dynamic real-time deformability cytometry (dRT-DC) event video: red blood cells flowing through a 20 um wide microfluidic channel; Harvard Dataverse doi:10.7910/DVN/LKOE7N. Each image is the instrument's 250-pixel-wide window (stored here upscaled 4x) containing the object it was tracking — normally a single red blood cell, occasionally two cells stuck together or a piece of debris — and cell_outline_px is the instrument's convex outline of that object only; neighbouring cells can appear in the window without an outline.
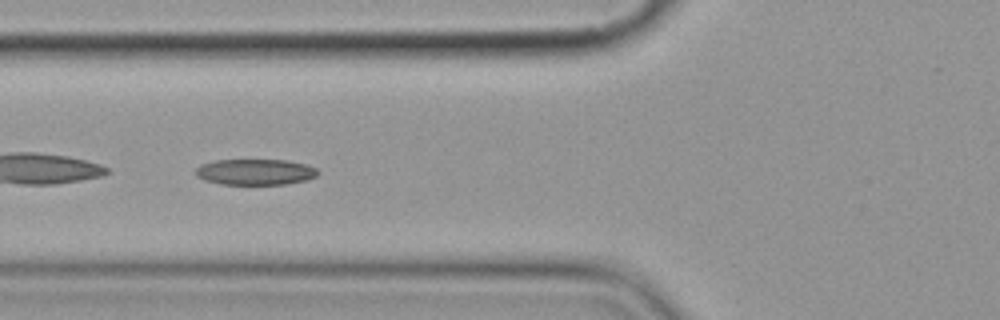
{"species": "common noctule bat (a hibernating species)", "species_latin": "Nyctalus noctula", "temperature_condition": "cold", "stored_images_in_passage": 5, "camera_frame_rate_fps": 3000, "um_per_image_px": 0.085, "animal": {"sex": "female", "body_mass_g": 19.9}, "frame": {"image": 1, "passage_image": 4, "time_ms": 4.333, "image_size_px": [1000, 320], "cell_outline_px": [[320, 172], [316, 176], [308, 180], [284, 184], [220, 184], [204, 180], [196, 176], [196, 168], [200, 164], [216, 160], [288, 160], [304, 164], [316, 168]], "centroid_in_image_um": [21.7, 14.61], "position_along_channel_um": 104.1, "area_um2": 18.5}}
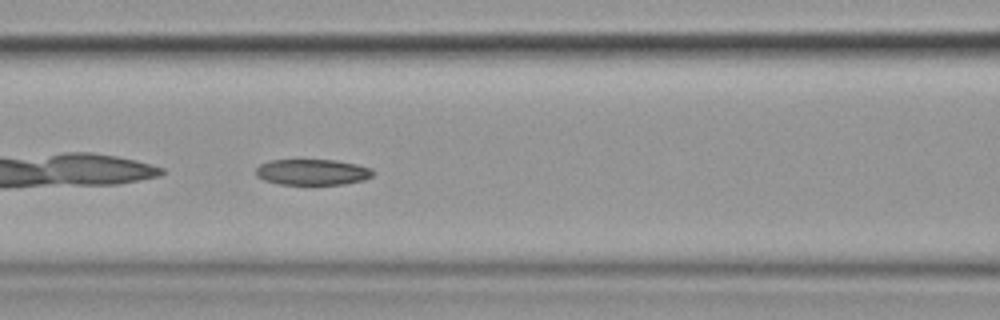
{"frame": {"image": 2, "passage_image": 5, "time_ms": 5.333, "image_size_px": [1000, 320], "cell_outline_px": [[372, 176], [364, 180], [344, 184], [276, 184], [264, 180], [256, 176], [256, 168], [260, 164], [268, 160], [336, 160], [356, 164], [372, 168]], "centroid_in_image_um": [26.52, 14.62], "position_along_channel_um": 140.1, "area_um2": 17.69}}